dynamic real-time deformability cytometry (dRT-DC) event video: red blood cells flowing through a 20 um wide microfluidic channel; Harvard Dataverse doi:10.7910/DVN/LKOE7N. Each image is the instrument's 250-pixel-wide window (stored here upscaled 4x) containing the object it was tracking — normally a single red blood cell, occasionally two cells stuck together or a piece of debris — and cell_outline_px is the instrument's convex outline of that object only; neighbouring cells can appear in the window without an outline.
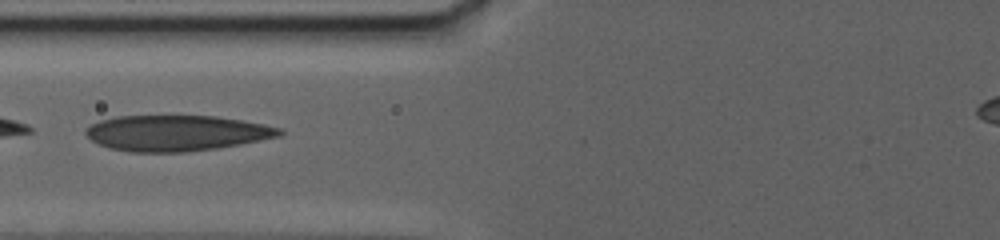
{"species": "human", "species_latin": "Homo sapiens", "temperature_condition": "warm", "stored_images_in_passage": 36, "camera_frame_rate_fps": 3000, "um_per_image_px": 0.085, "donor": {"sex": "female"}, "frame": {"image": 1, "passage_image": 10, "time_ms": 5.333, "image_size_px": [1000, 240], "cell_outline_px": [[284, 132], [280, 136], [240, 144], [216, 148], [188, 152], [128, 152], [108, 148], [92, 140], [84, 132], [84, 128], [100, 120], [116, 116], [216, 116], [264, 124], [280, 128]], "centroid_in_image_um": [14.97, 11.31], "position_along_channel_um": 110.8, "area_um2": 40.34}}
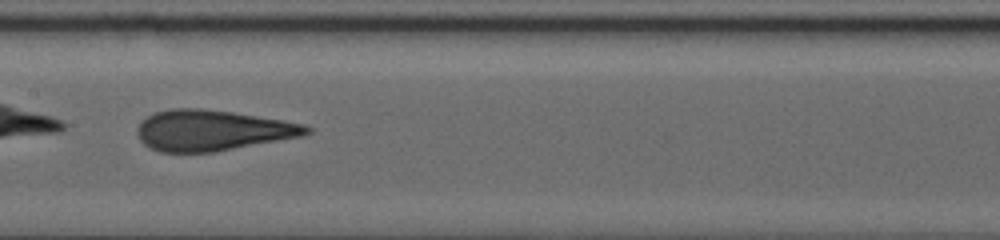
{"frame": {"image": 2, "passage_image": 15, "time_ms": 8.0, "image_size_px": [1000, 240], "cell_outline_px": [[312, 132], [300, 136], [212, 152], [160, 152], [148, 148], [140, 140], [136, 132], [136, 128], [140, 120], [152, 112], [172, 108], [200, 108], [232, 112], [284, 120], [304, 124], [312, 128]], "centroid_in_image_um": [17.97, 11.07], "position_along_channel_um": 189.4, "area_um2": 40.23}}
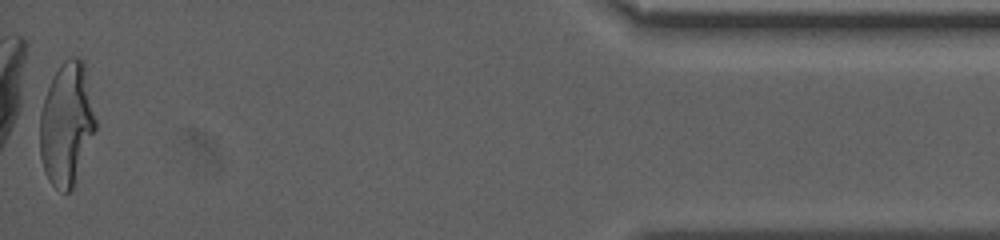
{"frame": {"image": 3, "passage_image": 36, "time_ms": 18.333, "image_size_px": [1000, 240], "cell_outline_px": [[96, 128], [72, 188], [68, 192], [64, 192], [56, 188], [48, 180], [40, 156], [40, 112], [52, 76], [60, 64], [68, 56], [76, 56], [84, 64], [96, 120]], "centroid_in_image_um": [5.65, 10.52], "position_along_channel_um": 429.6, "area_um2": 39.42}, "authors_computed_cell_mechanics": {"area_um2": 40.1999, "velocity_mm_per_s": 2.9274, "shape_relaxation_time_tau1_ms": 7.7854, "shape_relaxation_time_tau2_ms": null, "deformation_change_tau1": 0.23, "deformation_change_tau2": null}}